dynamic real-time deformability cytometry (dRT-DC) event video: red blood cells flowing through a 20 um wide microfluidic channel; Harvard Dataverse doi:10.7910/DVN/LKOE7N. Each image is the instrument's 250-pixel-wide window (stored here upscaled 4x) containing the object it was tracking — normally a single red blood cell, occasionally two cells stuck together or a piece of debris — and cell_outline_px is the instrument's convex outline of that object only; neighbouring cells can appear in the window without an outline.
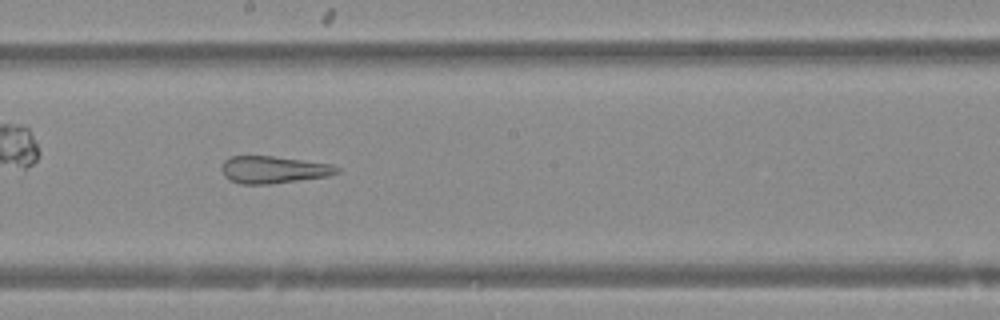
{"species": "Egyptian fruit bat (a non-hibernating species)", "species_latin": "Rousettus aegyptiacus", "temperature_condition": "warm", "stored_images_in_passage": 43, "camera_frame_rate_fps": 3000, "um_per_image_px": 0.085, "animal": {"sex": "female"}, "frame": {"image": 1, "passage_image": 24, "time_ms": 7.667, "image_size_px": [1000, 320], "cell_outline_px": [[340, 172], [328, 176], [268, 184], [240, 184], [224, 176], [220, 168], [224, 160], [232, 156], [272, 156], [332, 164], [340, 168]], "centroid_in_image_um": [23.24, 14.42], "position_along_channel_um": 225.0, "area_um2": 18.21}}
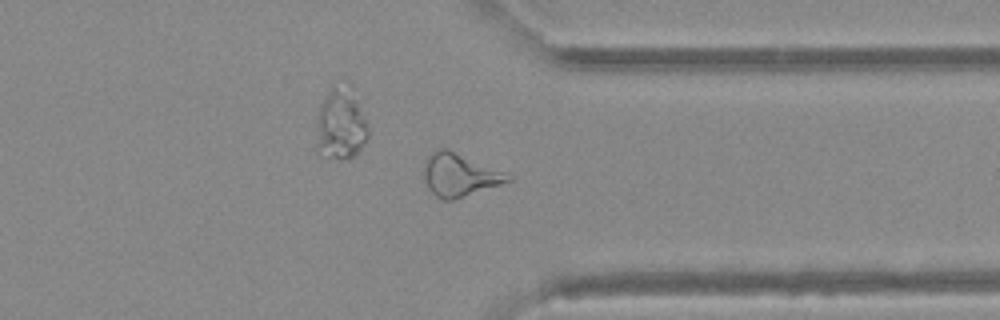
{"frame": {"image": 2, "passage_image": 35, "time_ms": 11.333, "image_size_px": [1000, 320], "cell_outline_px": [[512, 180], [452, 200], [444, 200], [436, 196], [428, 188], [424, 180], [424, 160], [432, 152], [440, 148], [448, 148], [504, 172]], "centroid_in_image_um": [38.99, 14.85], "position_along_channel_um": 372.4, "area_um2": 20.63}}
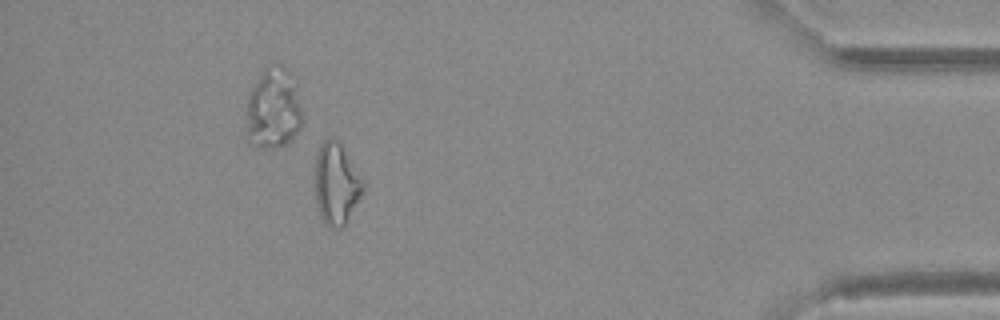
{"frame": {"image": 3, "passage_image": 41, "time_ms": 13.333, "image_size_px": [1000, 320], "cell_outline_px": [[364, 188], [344, 224], [340, 228], [332, 228], [324, 224], [320, 216], [316, 204], [316, 156], [320, 144], [328, 136], [336, 140], [340, 144], [364, 180]], "centroid_in_image_um": [28.56, 15.61], "position_along_channel_um": 406.6, "area_um2": 22.37}}